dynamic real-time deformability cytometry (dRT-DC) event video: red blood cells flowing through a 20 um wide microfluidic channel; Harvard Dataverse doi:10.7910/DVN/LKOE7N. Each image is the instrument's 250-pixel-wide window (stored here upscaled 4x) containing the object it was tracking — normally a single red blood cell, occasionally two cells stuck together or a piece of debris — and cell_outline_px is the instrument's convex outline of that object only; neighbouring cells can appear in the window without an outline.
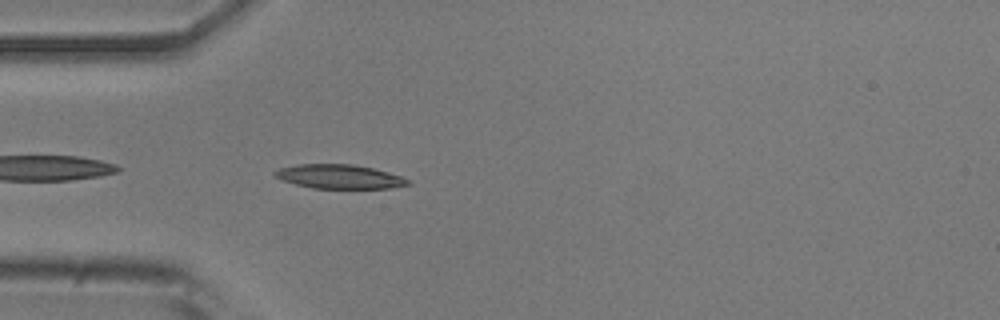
{"species": "common noctule bat (a hibernating species)", "species_latin": "Nyctalus noctula", "temperature_condition": "room temperature", "stored_images_in_passage": 40, "camera_frame_rate_fps": 3000, "um_per_image_px": 0.085, "animal": {"sex": "male", "body_mass_g": 20.5, "forearm_length_mm": 52.5}, "frame": {"image": 1, "passage_image": 2, "time_ms": 0.333, "image_size_px": [1000, 320], "cell_outline_px": [[408, 184], [388, 188], [312, 188], [280, 180], [272, 172], [280, 168], [296, 164], [352, 164], [372, 168], [388, 172], [400, 176], [408, 180]], "centroid_in_image_um": [28.77, 15.0], "position_along_channel_um": 56.2, "area_um2": 18.44}}
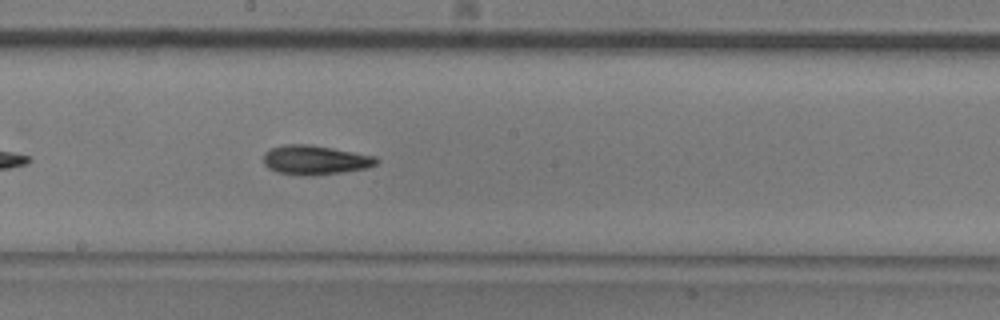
{"frame": {"image": 2, "passage_image": 15, "time_ms": 4.667, "image_size_px": [1000, 320], "cell_outline_px": [[380, 160], [376, 164], [364, 168], [340, 172], [304, 176], [276, 172], [268, 168], [264, 164], [264, 152], [268, 148], [284, 144], [308, 144], [332, 148], [376, 156]], "centroid_in_image_um": [26.73, 13.58], "position_along_channel_um": 221.5, "area_um2": 19.25}}
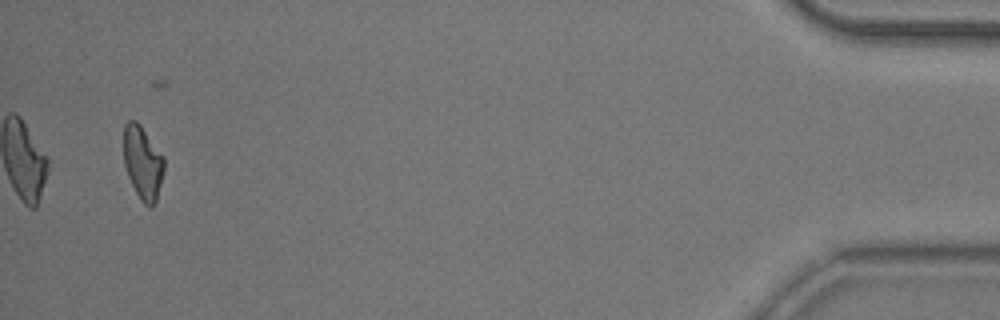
{"frame": {"image": 3, "passage_image": 37, "time_ms": 12.0, "image_size_px": [1000, 320], "cell_outline_px": [[164, 168], [156, 200], [152, 208], [148, 208], [140, 200], [128, 176], [124, 164], [124, 124], [128, 120], [136, 120], [140, 124], [164, 156]], "centroid_in_image_um": [12.13, 13.82], "position_along_channel_um": 423.1, "area_um2": 17.28}, "authors_computed_cell_mechanics": {"area_um2": 18.1492, "velocity_mm_per_s": 3.8927, "shape_relaxation_time_tau1_ms": 4.1754, "shape_relaxation_time_tau2_ms": 7.3672, "deformation_change_tau1": 0.1313, "deformation_change_tau2": 0.1737}}